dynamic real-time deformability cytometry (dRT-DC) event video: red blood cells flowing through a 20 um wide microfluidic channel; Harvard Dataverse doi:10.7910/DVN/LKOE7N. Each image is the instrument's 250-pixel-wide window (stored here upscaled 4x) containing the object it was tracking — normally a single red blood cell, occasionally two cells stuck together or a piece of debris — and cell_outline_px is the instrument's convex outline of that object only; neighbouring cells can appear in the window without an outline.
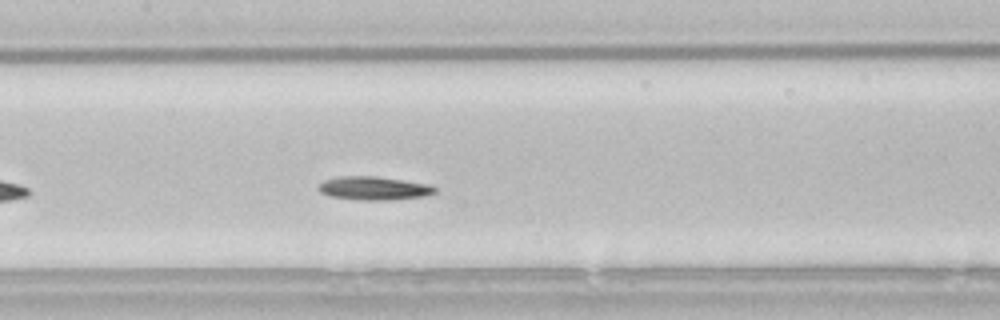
{"species": "common noctule bat (a hibernating species)", "species_latin": "Nyctalus noctula", "temperature_condition": "room temperature", "stored_images_in_passage": 42, "camera_frame_rate_fps": 3000, "um_per_image_px": 0.085, "animal": {"sex": "male", "body_mass_g": 21.5, "forearm_length_mm": 52.0}, "frame": {"image": 1, "passage_image": 13, "time_ms": 4.0, "image_size_px": [1000, 320], "cell_outline_px": [[436, 192], [424, 196], [388, 200], [360, 200], [328, 196], [320, 192], [316, 188], [324, 180], [340, 176], [376, 176], [432, 184], [436, 188]], "centroid_in_image_um": [31.77, 16.0], "position_along_channel_um": 175.6, "area_um2": 16.07}}
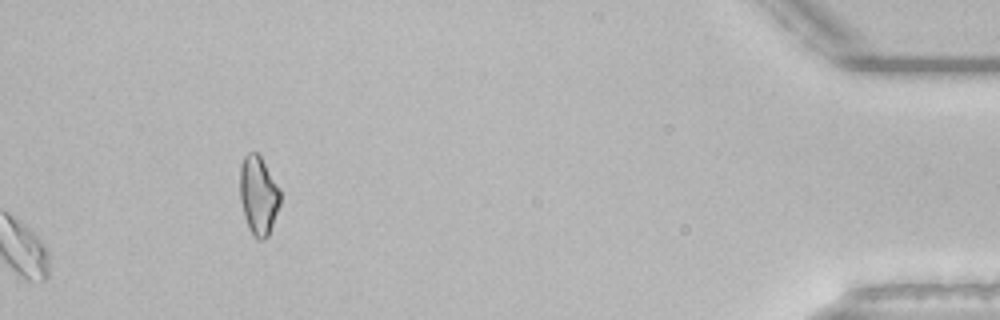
{"frame": {"image": 2, "passage_image": 42, "time_ms": 13.667, "image_size_px": [1000, 320], "cell_outline_px": [[280, 204], [268, 236], [264, 240], [256, 240], [248, 228], [244, 216], [240, 200], [240, 164], [244, 156], [248, 152], [256, 152], [260, 156], [280, 188]], "centroid_in_image_um": [21.96, 16.62], "position_along_channel_um": 413.2, "area_um2": 18.61}, "authors_computed_cell_mechanics": {"area_um2": 15.8083, "velocity_mm_per_s": 3.7729, "shape_relaxation_time_tau1_ms": 6.6187, "shape_relaxation_time_tau2_ms": null, "deformation_change_tau1": 0.1602, "deformation_change_tau2": null}}